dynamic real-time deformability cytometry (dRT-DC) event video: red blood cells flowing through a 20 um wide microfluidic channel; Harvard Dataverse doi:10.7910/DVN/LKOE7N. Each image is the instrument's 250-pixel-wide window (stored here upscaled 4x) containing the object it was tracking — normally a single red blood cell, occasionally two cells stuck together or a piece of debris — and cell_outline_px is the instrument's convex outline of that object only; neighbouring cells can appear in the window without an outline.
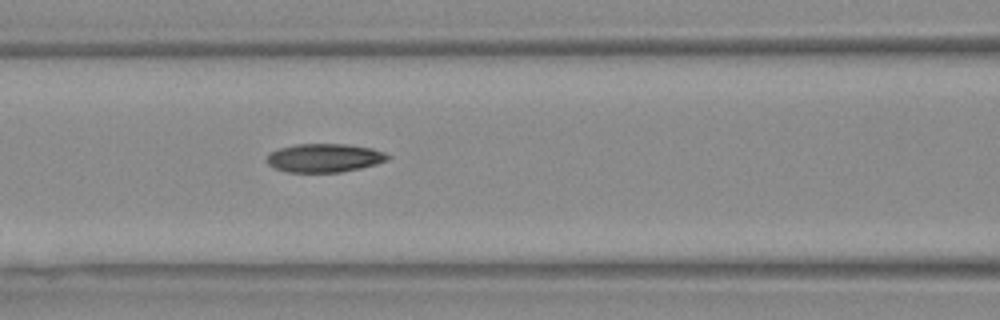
{"species": "Egyptian fruit bat (a non-hibernating species)", "species_latin": "Rousettus aegyptiacus", "temperature_condition": "warm", "stored_images_in_passage": 5, "camera_frame_rate_fps": 3000, "um_per_image_px": 0.085, "animal": {"sex": "female"}, "frame": {"image": 1, "passage_image": 5, "time_ms": 1.333, "image_size_px": [1000, 320], "cell_outline_px": [[392, 156], [388, 160], [376, 164], [360, 168], [340, 172], [288, 172], [272, 168], [264, 160], [268, 152], [276, 148], [296, 144], [348, 144], [372, 148], [384, 152]], "centroid_in_image_um": [27.52, 13.41], "position_along_channel_um": 139.1, "area_um2": 20.52}}